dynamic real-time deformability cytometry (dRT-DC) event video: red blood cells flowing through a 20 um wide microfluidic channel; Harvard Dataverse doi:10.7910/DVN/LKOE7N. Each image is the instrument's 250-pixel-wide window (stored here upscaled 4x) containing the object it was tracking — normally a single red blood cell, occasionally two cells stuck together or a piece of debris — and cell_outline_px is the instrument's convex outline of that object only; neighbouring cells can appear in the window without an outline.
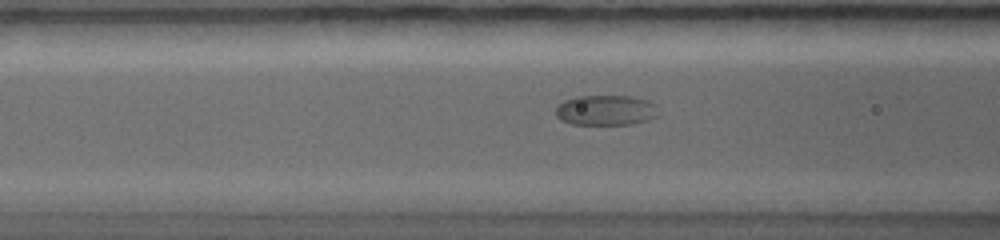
{"species": "common noctule bat (a hibernating species)", "species_latin": "Nyctalus noctula", "temperature_condition": "warm", "stored_images_in_passage": 33, "camera_frame_rate_fps": 5000, "um_per_image_px": 0.085, "animal": {"sex": "female", "body_mass_g": 19.0, "forearm_length_mm": 56.7}, "frame": {"image": 1, "passage_image": 5, "time_ms": 1.0, "image_size_px": [1000, 240], "cell_outline_px": [[660, 116], [648, 120], [632, 124], [572, 124], [560, 120], [556, 116], [556, 108], [564, 100], [576, 96], [628, 96], [644, 100], [656, 104]], "centroid_in_image_um": [51.51, 9.37], "position_along_channel_um": 115.1, "area_um2": 18.15}}
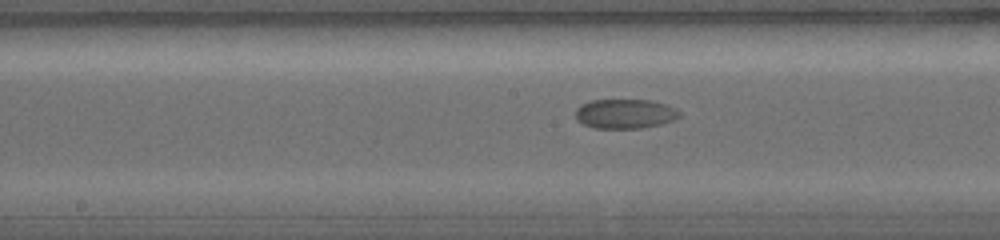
{"frame": {"image": 2, "passage_image": 12, "time_ms": 2.8, "image_size_px": [1000, 240], "cell_outline_px": [[680, 116], [676, 120], [660, 124], [640, 128], [592, 128], [576, 120], [576, 108], [580, 104], [592, 100], [648, 100], [664, 104], [676, 108], [680, 112]], "centroid_in_image_um": [53.11, 9.67], "position_along_channel_um": 195.1, "area_um2": 17.92}}
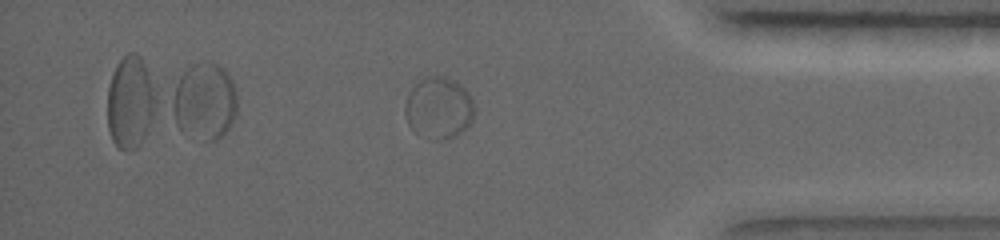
{"frame": {"image": 3, "passage_image": 28, "time_ms": 7.8, "image_size_px": [1000, 240], "cell_outline_px": [[476, 108], [472, 120], [456, 136], [440, 140], [428, 140], [416, 132], [408, 124], [404, 112], [404, 104], [412, 88], [420, 80], [428, 76], [440, 76], [452, 80], [460, 84], [468, 92]], "centroid_in_image_um": [37.29, 9.19], "position_along_channel_um": 397.9, "area_um2": 24.91}}